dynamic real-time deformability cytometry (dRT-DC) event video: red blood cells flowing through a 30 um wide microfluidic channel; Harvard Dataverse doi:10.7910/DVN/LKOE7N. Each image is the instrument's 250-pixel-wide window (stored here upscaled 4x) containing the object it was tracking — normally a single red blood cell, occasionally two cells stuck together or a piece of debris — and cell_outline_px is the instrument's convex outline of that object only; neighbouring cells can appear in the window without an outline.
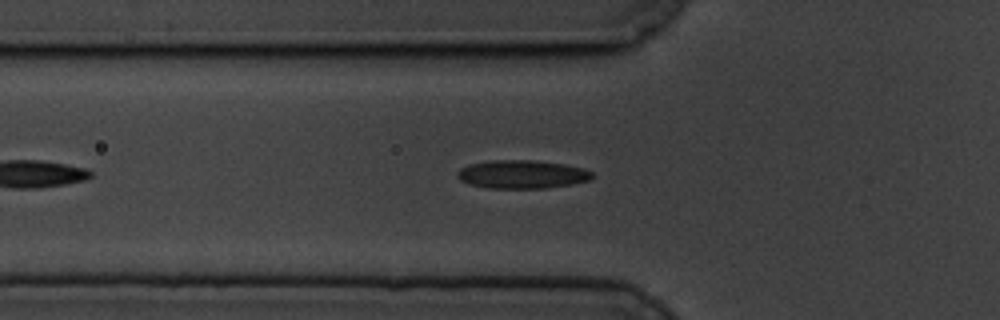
{"species": "common noctule bat (a hibernating species)", "species_latin": "Nyctalus noctula", "temperature_condition": "cold", "stored_images_in_passage": 19, "camera_frame_rate_fps": 3000, "um_per_image_px": 0.085, "animal": {"sex": "male", "body_mass_g": 19.5, "forearm_length_mm": 54.6}, "frame": {"image": 1, "passage_image": 3, "time_ms": 0.667, "image_size_px": [1000, 320], "cell_outline_px": [[592, 176], [588, 180], [572, 184], [544, 188], [488, 188], [468, 184], [460, 180], [456, 176], [456, 172], [460, 168], [468, 164], [492, 160], [532, 160], [564, 164], [584, 168], [592, 172]], "centroid_in_image_um": [44.32, 14.81], "position_along_channel_um": 81.5, "area_um2": 22.31}}
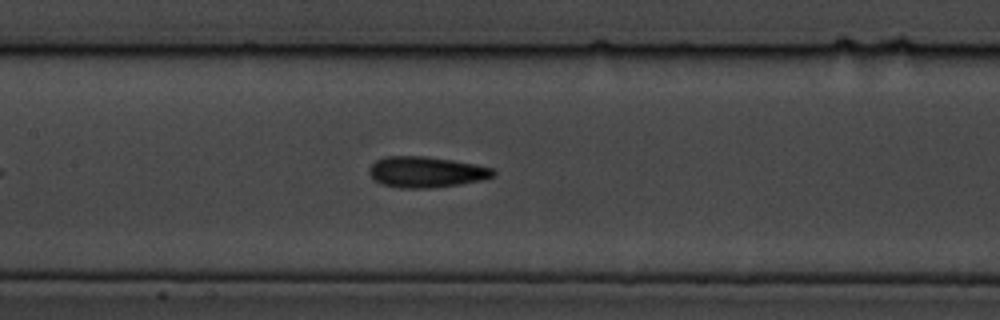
{"frame": {"image": 2, "passage_image": 11, "time_ms": 3.333, "image_size_px": [1000, 320], "cell_outline_px": [[496, 172], [492, 176], [480, 180], [460, 184], [428, 188], [400, 188], [380, 184], [368, 172], [368, 168], [376, 160], [384, 156], [424, 156], [452, 160], [492, 168]], "centroid_in_image_um": [36.16, 14.62], "position_along_channel_um": 171.2, "area_um2": 22.14}}
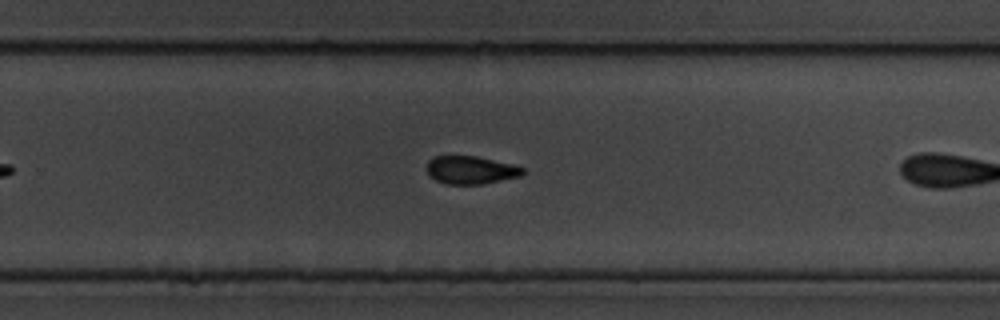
{"frame": {"image": 3, "passage_image": 18, "time_ms": 5.667, "image_size_px": [1000, 320], "cell_outline_px": [[524, 172], [520, 176], [484, 184], [444, 184], [436, 180], [428, 172], [428, 160], [432, 156], [476, 156], [512, 164], [524, 168]], "centroid_in_image_um": [40.02, 14.45], "position_along_channel_um": 289.8, "area_um2": 15.55}}